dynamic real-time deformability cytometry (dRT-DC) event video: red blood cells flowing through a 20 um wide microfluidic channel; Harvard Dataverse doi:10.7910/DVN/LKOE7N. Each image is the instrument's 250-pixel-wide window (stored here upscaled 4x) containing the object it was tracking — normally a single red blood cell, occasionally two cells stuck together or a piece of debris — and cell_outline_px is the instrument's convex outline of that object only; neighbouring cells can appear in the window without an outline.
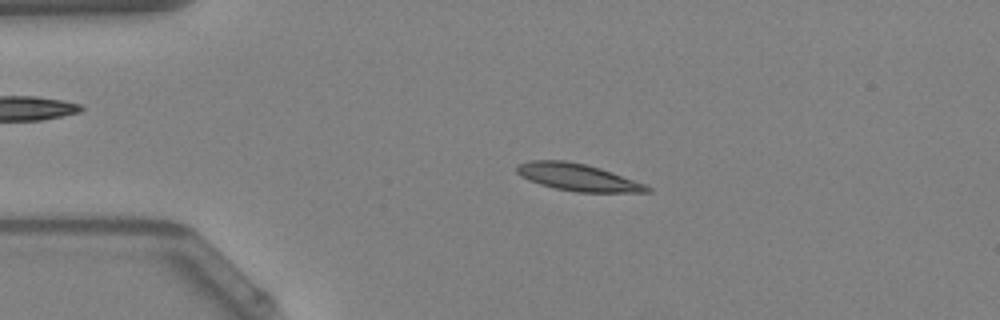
{"species": "Egyptian fruit bat (a non-hibernating species)", "species_latin": "Rousettus aegyptiacus", "temperature_condition": "warm", "stored_images_in_passage": 39, "camera_frame_rate_fps": 3000, "um_per_image_px": 0.085, "animal": {"sex": "female"}, "frame": {"image": 1, "passage_image": 1, "time_ms": 0.0, "image_size_px": [1000, 320], "cell_outline_px": [[652, 192], [576, 192], [556, 188], [540, 184], [528, 180], [520, 176], [516, 172], [516, 164], [528, 160], [564, 160], [584, 164], [600, 168], [612, 172], [644, 184], [652, 188]], "centroid_in_image_um": [49.06, 15.06], "position_along_channel_um": 35.9, "area_um2": 20.58}}
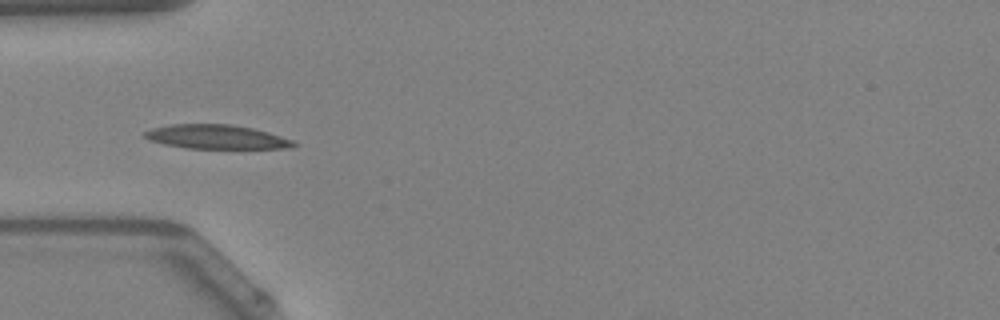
{"frame": {"image": 2, "passage_image": 6, "time_ms": 1.667, "image_size_px": [1000, 320], "cell_outline_px": [[300, 144], [292, 148], [188, 148], [164, 144], [148, 140], [144, 136], [144, 132], [152, 128], [172, 124], [232, 124], [252, 128], [268, 132], [292, 140]], "centroid_in_image_um": [18.41, 11.63], "position_along_channel_um": 66.6, "area_um2": 20.87}}
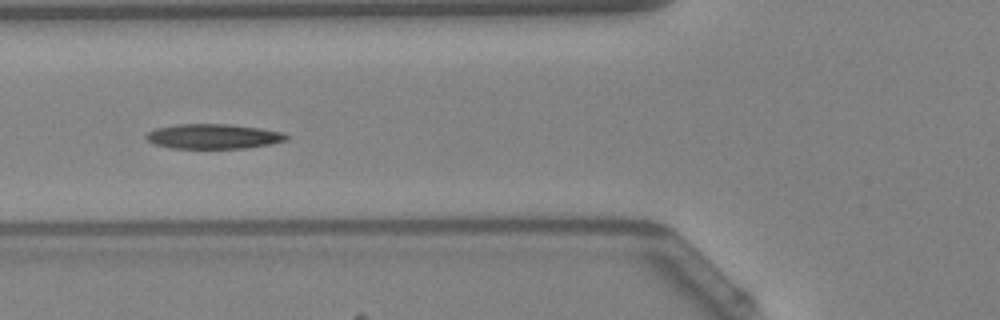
{"frame": {"image": 3, "passage_image": 9, "time_ms": 2.667, "image_size_px": [1000, 320], "cell_outline_px": [[288, 140], [272, 144], [244, 148], [172, 148], [156, 144], [148, 140], [144, 136], [148, 132], [156, 128], [176, 124], [228, 124], [260, 128], [284, 132], [288, 136]], "centroid_in_image_um": [18.17, 11.59], "position_along_channel_um": 107.6, "area_um2": 20.29}}